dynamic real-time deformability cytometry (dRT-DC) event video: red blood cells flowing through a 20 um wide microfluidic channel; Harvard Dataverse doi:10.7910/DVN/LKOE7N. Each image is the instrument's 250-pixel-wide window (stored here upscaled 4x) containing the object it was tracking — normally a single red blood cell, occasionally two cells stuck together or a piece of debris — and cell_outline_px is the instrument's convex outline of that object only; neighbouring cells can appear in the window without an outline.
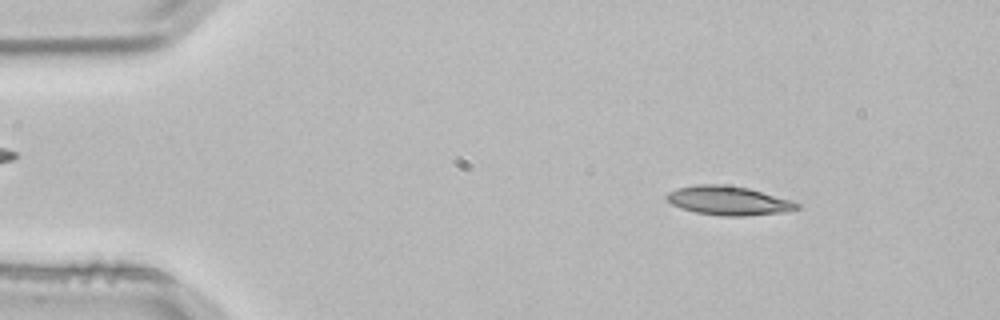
{"species": "common noctule bat (a hibernating species)", "species_latin": "Nyctalus noctula", "temperature_condition": "room temperature", "stored_images_in_passage": 3, "camera_frame_rate_fps": 3000, "um_per_image_px": 0.085, "animal": {"sex": "male", "body_mass_g": 21.5, "forearm_length_mm": 52.0}, "frame": {"image": 1, "passage_image": 1, "time_ms": 0.0, "image_size_px": [1000, 320], "cell_outline_px": [[800, 208], [788, 212], [744, 216], [720, 216], [696, 212], [680, 208], [672, 204], [664, 196], [668, 192], [680, 188], [700, 184], [720, 184], [748, 188], [792, 200], [800, 204]], "centroid_in_image_um": [61.96, 17.06], "position_along_channel_um": 23.0, "area_um2": 22.02}}
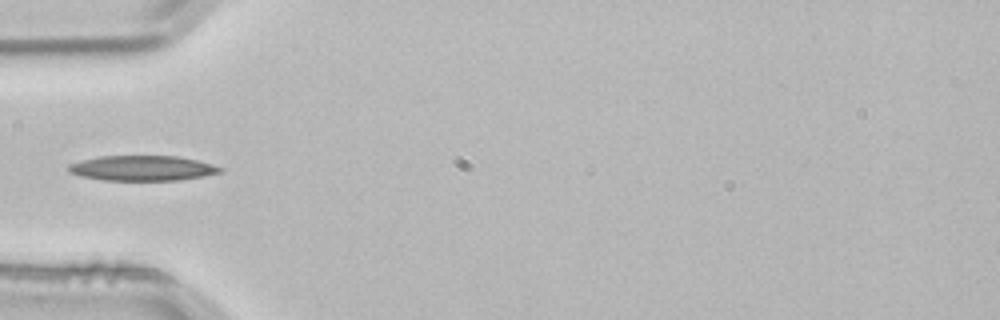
{"frame": {"image": 2, "passage_image": 3, "time_ms": 0.667, "image_size_px": [1000, 320], "cell_outline_px": [[224, 172], [204, 176], [180, 180], [104, 180], [80, 176], [68, 172], [68, 164], [100, 156], [176, 156], [196, 160], [212, 164], [224, 168]], "centroid_in_image_um": [12.13, 14.3], "position_along_channel_um": 72.9, "area_um2": 22.2}}